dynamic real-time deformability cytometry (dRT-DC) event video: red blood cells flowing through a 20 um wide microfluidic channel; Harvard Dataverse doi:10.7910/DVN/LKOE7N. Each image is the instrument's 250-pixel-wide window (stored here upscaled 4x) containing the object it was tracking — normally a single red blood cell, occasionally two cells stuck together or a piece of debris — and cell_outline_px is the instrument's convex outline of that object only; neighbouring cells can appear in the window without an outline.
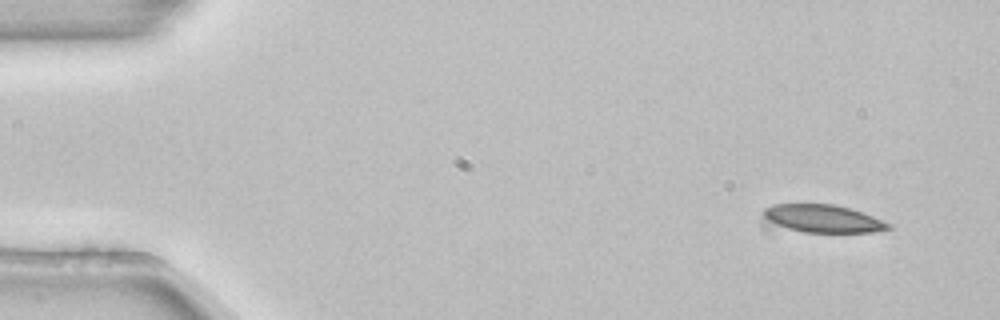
{"species": "common noctule bat (a hibernating species)", "species_latin": "Nyctalus noctula", "temperature_condition": "room temperature", "stored_images_in_passage": 4, "camera_frame_rate_fps": 3000, "um_per_image_px": 0.085, "animal": {"sex": "female", "body_mass_g": 22.7, "forearm_length_mm": 54.2}, "frame": {"image": 1, "passage_image": 1, "time_ms": 0.0, "image_size_px": [1000, 320], "cell_outline_px": [[892, 228], [872, 232], [764, 232], [760, 228], [760, 220], [764, 208], [776, 204], [832, 204], [848, 208], [872, 216], [892, 224]], "centroid_in_image_um": [69.55, 18.65], "position_along_channel_um": 15.4, "area_um2": 21.96}}
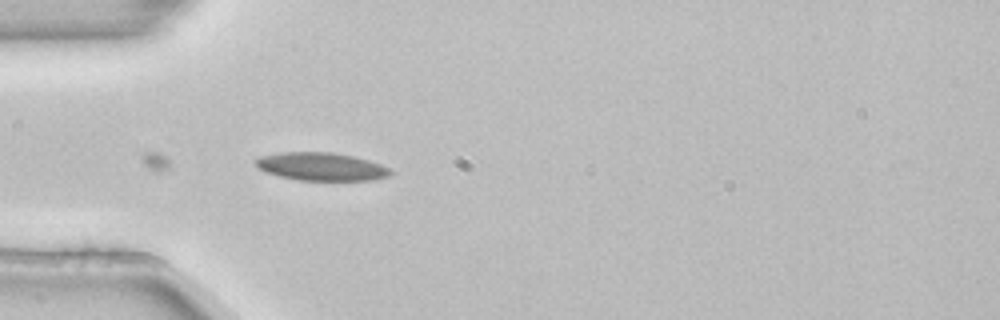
{"frame": {"image": 2, "passage_image": 4, "time_ms": 1.0, "image_size_px": [1000, 320], "cell_outline_px": [[392, 172], [388, 176], [372, 180], [300, 180], [280, 176], [264, 172], [252, 160], [260, 156], [280, 152], [336, 152], [356, 156], [380, 164], [388, 168]], "centroid_in_image_um": [27.28, 14.14], "position_along_channel_um": 57.7, "area_um2": 22.08}}